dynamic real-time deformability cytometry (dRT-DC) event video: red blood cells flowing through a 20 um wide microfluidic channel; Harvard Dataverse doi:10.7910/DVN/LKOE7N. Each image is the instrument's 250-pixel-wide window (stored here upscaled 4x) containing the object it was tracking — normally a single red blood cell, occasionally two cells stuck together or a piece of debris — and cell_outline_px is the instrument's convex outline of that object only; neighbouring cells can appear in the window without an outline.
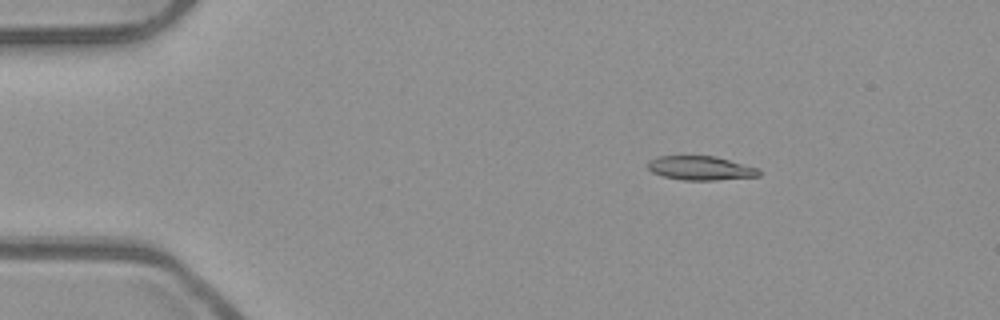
{"species": "common noctule bat (a hibernating species)", "species_latin": "Nyctalus noctula", "temperature_condition": "room temperature", "stored_images_in_passage": 52, "camera_frame_rate_fps": 3000, "um_per_image_px": 0.085, "animal": {"sex": "male", "body_mass_g": 23.1, "forearm_length_mm": 52.7}, "frame": {"image": 1, "passage_image": 8, "time_ms": 2.333, "image_size_px": [1000, 320], "cell_outline_px": [[760, 176], [716, 180], [684, 180], [664, 176], [652, 172], [648, 168], [648, 160], [660, 156], [716, 156], [756, 168], [760, 172]], "centroid_in_image_um": [59.53, 14.29], "position_along_channel_um": 25.5, "area_um2": 15.37}}
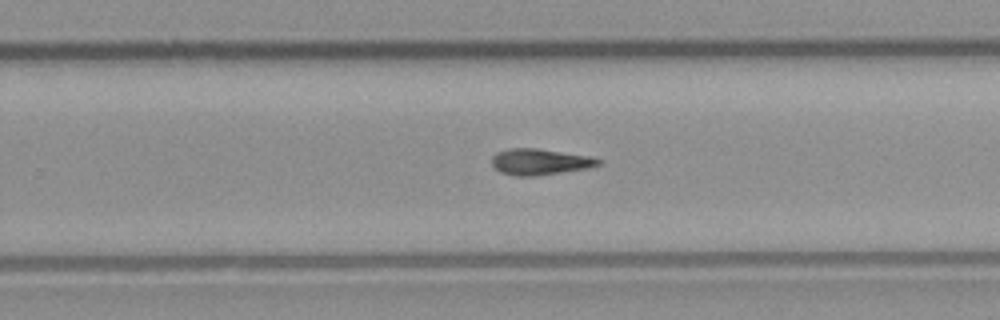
{"frame": {"image": 2, "passage_image": 33, "time_ms": 10.667, "image_size_px": [1000, 320], "cell_outline_px": [[604, 160], [600, 164], [588, 168], [536, 176], [512, 176], [500, 172], [492, 164], [492, 156], [496, 152], [508, 148], [536, 148], [592, 156]], "centroid_in_image_um": [45.9, 13.75], "position_along_channel_um": 283.9, "area_um2": 16.42}}
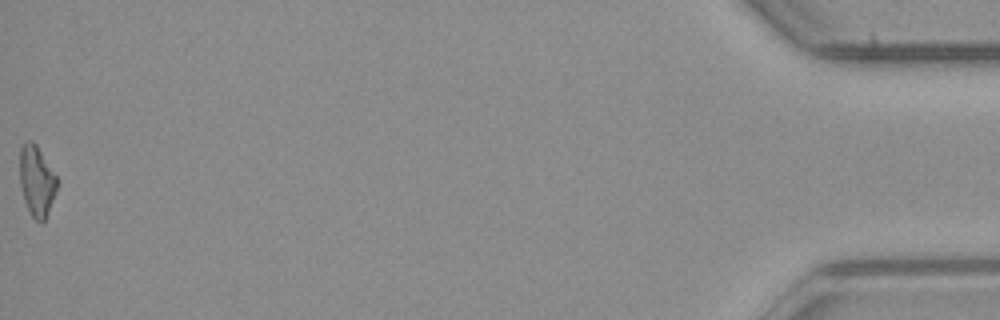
{"frame": {"image": 3, "passage_image": 52, "time_ms": 17.0, "image_size_px": [1000, 320], "cell_outline_px": [[56, 188], [48, 212], [44, 220], [40, 224], [32, 216], [24, 200], [20, 184], [20, 148], [28, 140], [32, 140], [36, 144], [56, 176]], "centroid_in_image_um": [3.09, 15.37], "position_along_channel_um": 432.1, "area_um2": 14.91}}